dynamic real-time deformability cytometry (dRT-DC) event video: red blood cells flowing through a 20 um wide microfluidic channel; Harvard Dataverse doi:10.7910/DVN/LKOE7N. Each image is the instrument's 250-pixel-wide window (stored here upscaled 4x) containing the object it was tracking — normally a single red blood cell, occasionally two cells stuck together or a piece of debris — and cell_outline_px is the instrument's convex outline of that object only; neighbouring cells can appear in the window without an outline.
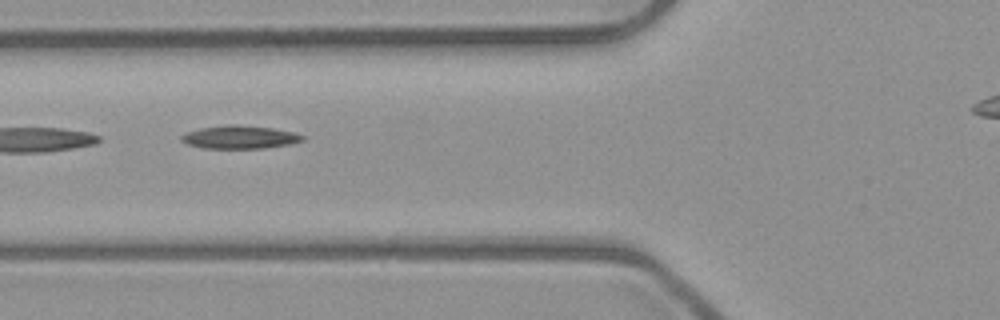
{"species": "common noctule bat (a hibernating species)", "species_latin": "Nyctalus noctula", "temperature_condition": "room temperature", "stored_images_in_passage": 7, "camera_frame_rate_fps": 3000, "um_per_image_px": 0.085, "animal": {"sex": "male", "body_mass_g": 23.1, "forearm_length_mm": 52.7}, "frame": {"image": 1, "passage_image": 6, "time_ms": 1.667, "image_size_px": [1000, 320], "cell_outline_px": [[304, 140], [288, 144], [264, 148], [204, 148], [188, 144], [180, 140], [180, 136], [188, 132], [200, 128], [228, 124], [236, 124], [272, 128], [292, 132], [304, 136]], "centroid_in_image_um": [20.35, 11.65], "position_along_channel_um": 105.4, "area_um2": 16.13}}
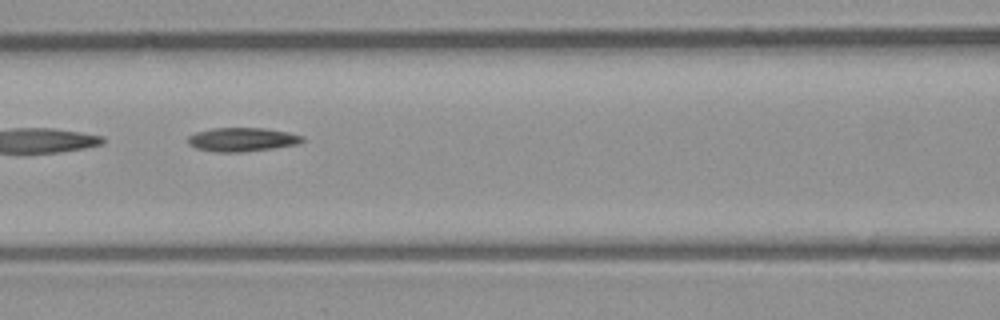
{"frame": {"image": 2, "passage_image": 7, "time_ms": 2.0, "image_size_px": [1000, 320], "cell_outline_px": [[304, 140], [296, 144], [276, 148], [244, 152], [212, 152], [196, 148], [188, 144], [188, 136], [196, 132], [212, 128], [264, 128], [288, 132], [304, 136]], "centroid_in_image_um": [20.57, 11.86], "position_along_channel_um": 146.0, "area_um2": 16.01}}